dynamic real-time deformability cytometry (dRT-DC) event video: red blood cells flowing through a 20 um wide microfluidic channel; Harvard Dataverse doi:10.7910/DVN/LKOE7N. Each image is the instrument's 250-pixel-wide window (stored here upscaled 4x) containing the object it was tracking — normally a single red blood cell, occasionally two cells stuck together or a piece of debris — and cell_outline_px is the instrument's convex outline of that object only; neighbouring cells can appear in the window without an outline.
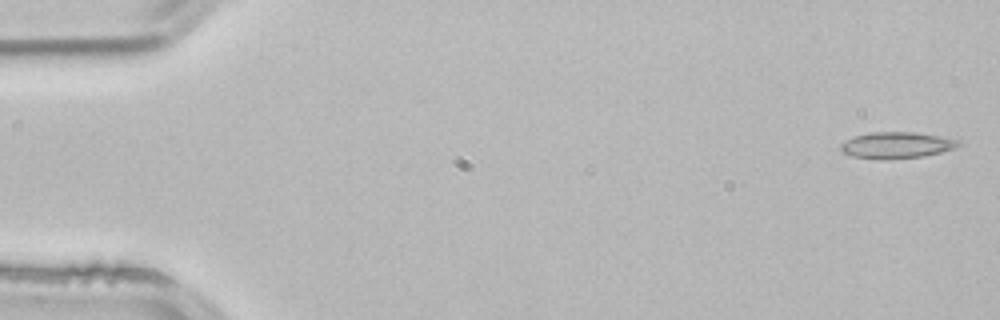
{"species": "common noctule bat (a hibernating species)", "species_latin": "Nyctalus noctula", "temperature_condition": "room temperature", "stored_images_in_passage": 4, "camera_frame_rate_fps": 3000, "um_per_image_px": 0.085, "animal": {"sex": "male", "body_mass_g": 21.5, "forearm_length_mm": 52.0}, "frame": {"image": 1, "passage_image": 1, "time_ms": 0.0, "image_size_px": [1000, 320], "cell_outline_px": [[964, 144], [956, 148], [924, 156], [884, 160], [880, 160], [852, 156], [844, 152], [840, 148], [840, 144], [856, 136], [872, 132], [912, 132], [940, 136], [960, 140]], "centroid_in_image_um": [76.27, 12.35], "position_along_channel_um": 8.7, "area_um2": 18.09}}